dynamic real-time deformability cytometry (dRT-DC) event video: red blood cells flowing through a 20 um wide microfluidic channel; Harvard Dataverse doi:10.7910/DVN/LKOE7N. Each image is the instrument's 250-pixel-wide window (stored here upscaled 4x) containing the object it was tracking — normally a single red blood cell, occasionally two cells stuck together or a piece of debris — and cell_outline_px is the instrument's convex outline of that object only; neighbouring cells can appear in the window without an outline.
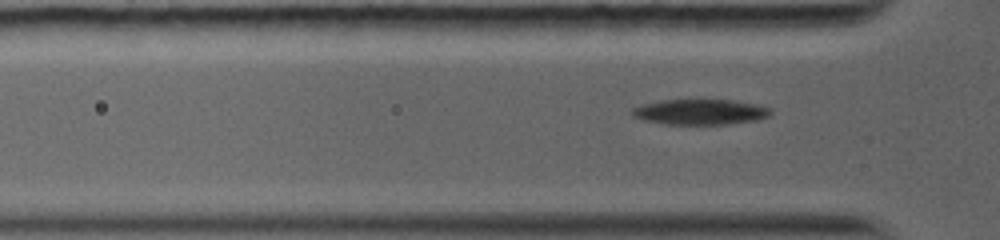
{"species": "common noctule bat (a hibernating species)", "species_latin": "Nyctalus noctula", "temperature_condition": "warm", "stored_images_in_passage": 60, "camera_frame_rate_fps": 5000, "um_per_image_px": 0.085, "animal": {"sex": "female", "body_mass_g": 19.0, "forearm_length_mm": 56.7}, "frame": {"image": 1, "passage_image": 4, "time_ms": 0.6, "image_size_px": [1000, 240], "cell_outline_px": [[772, 116], [756, 120], [728, 124], [664, 124], [644, 120], [632, 116], [628, 112], [632, 108], [640, 104], [660, 100], [732, 100], [756, 104], [772, 108]], "centroid_in_image_um": [59.5, 9.51], "position_along_channel_um": 66.3, "area_um2": 20.81}}
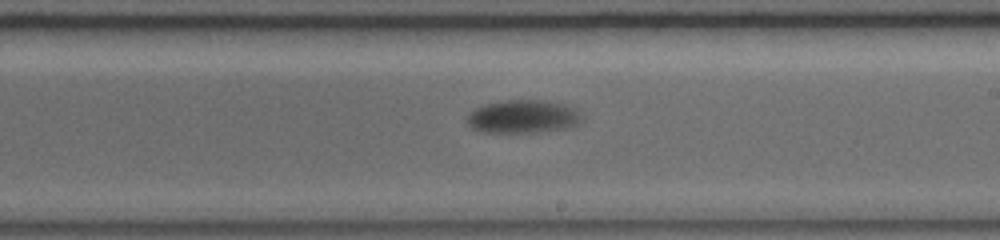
{"frame": {"image": 2, "passage_image": 32, "time_ms": 5.2, "image_size_px": [1000, 240], "cell_outline_px": [[584, 120], [580, 124], [568, 128], [540, 132], [484, 132], [472, 128], [464, 120], [468, 112], [476, 108], [488, 104], [504, 100], [548, 100], [580, 108], [584, 116]], "centroid_in_image_um": [44.55, 9.9], "position_along_channel_um": 244.5, "area_um2": 22.83}}
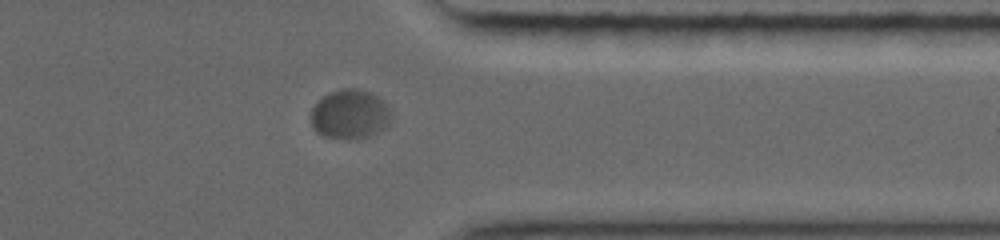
{"frame": {"image": 3, "passage_image": 55, "time_ms": 8.8, "image_size_px": [1000, 240], "cell_outline_px": [[392, 120], [384, 128], [360, 140], [348, 140], [324, 136], [316, 132], [312, 124], [312, 108], [324, 96], [332, 92], [344, 88], [356, 88], [372, 92], [384, 104], [392, 116]], "centroid_in_image_um": [29.75, 9.74], "position_along_channel_um": 381.7, "area_um2": 22.95}}